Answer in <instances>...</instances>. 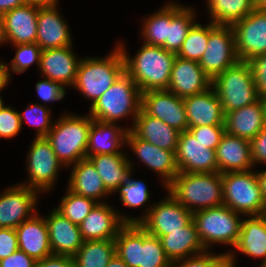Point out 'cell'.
I'll list each match as a JSON object with an SVG mask.
<instances>
[{
  "label": "cell",
  "mask_w": 266,
  "mask_h": 267,
  "mask_svg": "<svg viewBox=\"0 0 266 267\" xmlns=\"http://www.w3.org/2000/svg\"><path fill=\"white\" fill-rule=\"evenodd\" d=\"M22 5H24L22 0H0V13L4 14Z\"/></svg>",
  "instance_id": "53"
},
{
  "label": "cell",
  "mask_w": 266,
  "mask_h": 267,
  "mask_svg": "<svg viewBox=\"0 0 266 267\" xmlns=\"http://www.w3.org/2000/svg\"><path fill=\"white\" fill-rule=\"evenodd\" d=\"M23 127L24 122H28L30 127L36 128V135L34 137H46L54 122L51 119V109L47 105L39 103H30L23 112L18 111ZM52 120V121H51Z\"/></svg>",
  "instance_id": "40"
},
{
  "label": "cell",
  "mask_w": 266,
  "mask_h": 267,
  "mask_svg": "<svg viewBox=\"0 0 266 267\" xmlns=\"http://www.w3.org/2000/svg\"><path fill=\"white\" fill-rule=\"evenodd\" d=\"M92 118L88 114L63 113L54 121L46 139L63 166L70 167L86 158Z\"/></svg>",
  "instance_id": "4"
},
{
  "label": "cell",
  "mask_w": 266,
  "mask_h": 267,
  "mask_svg": "<svg viewBox=\"0 0 266 267\" xmlns=\"http://www.w3.org/2000/svg\"><path fill=\"white\" fill-rule=\"evenodd\" d=\"M114 254V239L84 241L73 260L75 267H106Z\"/></svg>",
  "instance_id": "36"
},
{
  "label": "cell",
  "mask_w": 266,
  "mask_h": 267,
  "mask_svg": "<svg viewBox=\"0 0 266 267\" xmlns=\"http://www.w3.org/2000/svg\"><path fill=\"white\" fill-rule=\"evenodd\" d=\"M257 178L259 180L260 190L262 192V197L266 205V170L256 171Z\"/></svg>",
  "instance_id": "55"
},
{
  "label": "cell",
  "mask_w": 266,
  "mask_h": 267,
  "mask_svg": "<svg viewBox=\"0 0 266 267\" xmlns=\"http://www.w3.org/2000/svg\"><path fill=\"white\" fill-rule=\"evenodd\" d=\"M208 23V42L199 65L204 73L213 80L240 60L236 52L232 26Z\"/></svg>",
  "instance_id": "10"
},
{
  "label": "cell",
  "mask_w": 266,
  "mask_h": 267,
  "mask_svg": "<svg viewBox=\"0 0 266 267\" xmlns=\"http://www.w3.org/2000/svg\"><path fill=\"white\" fill-rule=\"evenodd\" d=\"M132 172L129 174V179L122 183L115 191L120 195V201L127 208H138L146 204L149 200L150 191L143 180L132 179Z\"/></svg>",
  "instance_id": "42"
},
{
  "label": "cell",
  "mask_w": 266,
  "mask_h": 267,
  "mask_svg": "<svg viewBox=\"0 0 266 267\" xmlns=\"http://www.w3.org/2000/svg\"><path fill=\"white\" fill-rule=\"evenodd\" d=\"M106 267H128L123 260L115 253Z\"/></svg>",
  "instance_id": "57"
},
{
  "label": "cell",
  "mask_w": 266,
  "mask_h": 267,
  "mask_svg": "<svg viewBox=\"0 0 266 267\" xmlns=\"http://www.w3.org/2000/svg\"><path fill=\"white\" fill-rule=\"evenodd\" d=\"M67 21L59 13L58 3L39 7L36 43L42 50L72 45Z\"/></svg>",
  "instance_id": "20"
},
{
  "label": "cell",
  "mask_w": 266,
  "mask_h": 267,
  "mask_svg": "<svg viewBox=\"0 0 266 267\" xmlns=\"http://www.w3.org/2000/svg\"><path fill=\"white\" fill-rule=\"evenodd\" d=\"M1 92V91H0ZM5 105H4V101H3V99H2V96H1V94H0V110L4 107Z\"/></svg>",
  "instance_id": "61"
},
{
  "label": "cell",
  "mask_w": 266,
  "mask_h": 267,
  "mask_svg": "<svg viewBox=\"0 0 266 267\" xmlns=\"http://www.w3.org/2000/svg\"><path fill=\"white\" fill-rule=\"evenodd\" d=\"M115 253L128 267H172L160 239L140 224H125L118 232Z\"/></svg>",
  "instance_id": "3"
},
{
  "label": "cell",
  "mask_w": 266,
  "mask_h": 267,
  "mask_svg": "<svg viewBox=\"0 0 266 267\" xmlns=\"http://www.w3.org/2000/svg\"><path fill=\"white\" fill-rule=\"evenodd\" d=\"M188 130L196 138V140L206 144V147L212 150H216L222 135L225 133L224 125L188 127Z\"/></svg>",
  "instance_id": "44"
},
{
  "label": "cell",
  "mask_w": 266,
  "mask_h": 267,
  "mask_svg": "<svg viewBox=\"0 0 266 267\" xmlns=\"http://www.w3.org/2000/svg\"><path fill=\"white\" fill-rule=\"evenodd\" d=\"M137 218L120 214L103 201L95 205L79 228L84 241L115 239L125 224H137Z\"/></svg>",
  "instance_id": "13"
},
{
  "label": "cell",
  "mask_w": 266,
  "mask_h": 267,
  "mask_svg": "<svg viewBox=\"0 0 266 267\" xmlns=\"http://www.w3.org/2000/svg\"><path fill=\"white\" fill-rule=\"evenodd\" d=\"M166 190L191 213L223 205V183L219 172H179Z\"/></svg>",
  "instance_id": "2"
},
{
  "label": "cell",
  "mask_w": 266,
  "mask_h": 267,
  "mask_svg": "<svg viewBox=\"0 0 266 267\" xmlns=\"http://www.w3.org/2000/svg\"><path fill=\"white\" fill-rule=\"evenodd\" d=\"M141 36L144 43L162 46L168 38L170 24V2L164 4L160 10L148 16L142 22Z\"/></svg>",
  "instance_id": "37"
},
{
  "label": "cell",
  "mask_w": 266,
  "mask_h": 267,
  "mask_svg": "<svg viewBox=\"0 0 266 267\" xmlns=\"http://www.w3.org/2000/svg\"><path fill=\"white\" fill-rule=\"evenodd\" d=\"M162 199L160 202L150 205L143 211L144 214L137 218L140 224L149 234L161 237L180 230L181 227L189 225L193 221V213L183 207L172 195Z\"/></svg>",
  "instance_id": "12"
},
{
  "label": "cell",
  "mask_w": 266,
  "mask_h": 267,
  "mask_svg": "<svg viewBox=\"0 0 266 267\" xmlns=\"http://www.w3.org/2000/svg\"><path fill=\"white\" fill-rule=\"evenodd\" d=\"M195 11L180 3L170 2V24L168 38L161 46L167 51L178 53L189 30L196 23Z\"/></svg>",
  "instance_id": "34"
},
{
  "label": "cell",
  "mask_w": 266,
  "mask_h": 267,
  "mask_svg": "<svg viewBox=\"0 0 266 267\" xmlns=\"http://www.w3.org/2000/svg\"><path fill=\"white\" fill-rule=\"evenodd\" d=\"M36 267H75V264L72 256L52 254L37 261Z\"/></svg>",
  "instance_id": "50"
},
{
  "label": "cell",
  "mask_w": 266,
  "mask_h": 267,
  "mask_svg": "<svg viewBox=\"0 0 266 267\" xmlns=\"http://www.w3.org/2000/svg\"><path fill=\"white\" fill-rule=\"evenodd\" d=\"M28 149L27 172L28 179L21 183L39 193L49 192L56 184L60 168L64 167L54 153L51 143L46 137L33 138Z\"/></svg>",
  "instance_id": "11"
},
{
  "label": "cell",
  "mask_w": 266,
  "mask_h": 267,
  "mask_svg": "<svg viewBox=\"0 0 266 267\" xmlns=\"http://www.w3.org/2000/svg\"><path fill=\"white\" fill-rule=\"evenodd\" d=\"M247 62L252 70L259 99L266 97V53L256 55Z\"/></svg>",
  "instance_id": "46"
},
{
  "label": "cell",
  "mask_w": 266,
  "mask_h": 267,
  "mask_svg": "<svg viewBox=\"0 0 266 267\" xmlns=\"http://www.w3.org/2000/svg\"><path fill=\"white\" fill-rule=\"evenodd\" d=\"M241 218L224 204L193 213V222L207 251L215 244L234 247L241 231Z\"/></svg>",
  "instance_id": "7"
},
{
  "label": "cell",
  "mask_w": 266,
  "mask_h": 267,
  "mask_svg": "<svg viewBox=\"0 0 266 267\" xmlns=\"http://www.w3.org/2000/svg\"><path fill=\"white\" fill-rule=\"evenodd\" d=\"M266 126L261 100L225 113L224 127L228 134L246 140L253 139Z\"/></svg>",
  "instance_id": "30"
},
{
  "label": "cell",
  "mask_w": 266,
  "mask_h": 267,
  "mask_svg": "<svg viewBox=\"0 0 266 267\" xmlns=\"http://www.w3.org/2000/svg\"><path fill=\"white\" fill-rule=\"evenodd\" d=\"M19 112L10 105L0 110V139H11L21 131Z\"/></svg>",
  "instance_id": "43"
},
{
  "label": "cell",
  "mask_w": 266,
  "mask_h": 267,
  "mask_svg": "<svg viewBox=\"0 0 266 267\" xmlns=\"http://www.w3.org/2000/svg\"><path fill=\"white\" fill-rule=\"evenodd\" d=\"M236 259L228 251L225 253L214 254L207 251V267H235Z\"/></svg>",
  "instance_id": "51"
},
{
  "label": "cell",
  "mask_w": 266,
  "mask_h": 267,
  "mask_svg": "<svg viewBox=\"0 0 266 267\" xmlns=\"http://www.w3.org/2000/svg\"><path fill=\"white\" fill-rule=\"evenodd\" d=\"M163 250L172 264L178 260L203 253L202 245L196 226L192 221L180 230L159 237Z\"/></svg>",
  "instance_id": "33"
},
{
  "label": "cell",
  "mask_w": 266,
  "mask_h": 267,
  "mask_svg": "<svg viewBox=\"0 0 266 267\" xmlns=\"http://www.w3.org/2000/svg\"><path fill=\"white\" fill-rule=\"evenodd\" d=\"M6 42L5 36V26H4V17L3 14L0 13V44H4Z\"/></svg>",
  "instance_id": "58"
},
{
  "label": "cell",
  "mask_w": 266,
  "mask_h": 267,
  "mask_svg": "<svg viewBox=\"0 0 266 267\" xmlns=\"http://www.w3.org/2000/svg\"><path fill=\"white\" fill-rule=\"evenodd\" d=\"M12 46L16 48L15 56L14 58H12L9 65H7L6 63V68L10 79L12 77L11 72L22 74L32 64H36L39 68L42 49L37 43L19 44Z\"/></svg>",
  "instance_id": "41"
},
{
  "label": "cell",
  "mask_w": 266,
  "mask_h": 267,
  "mask_svg": "<svg viewBox=\"0 0 266 267\" xmlns=\"http://www.w3.org/2000/svg\"><path fill=\"white\" fill-rule=\"evenodd\" d=\"M39 192L17 184L0 194V228L18 227L37 212Z\"/></svg>",
  "instance_id": "14"
},
{
  "label": "cell",
  "mask_w": 266,
  "mask_h": 267,
  "mask_svg": "<svg viewBox=\"0 0 266 267\" xmlns=\"http://www.w3.org/2000/svg\"><path fill=\"white\" fill-rule=\"evenodd\" d=\"M260 100H261L262 105H263L265 122H266V97L260 98Z\"/></svg>",
  "instance_id": "60"
},
{
  "label": "cell",
  "mask_w": 266,
  "mask_h": 267,
  "mask_svg": "<svg viewBox=\"0 0 266 267\" xmlns=\"http://www.w3.org/2000/svg\"><path fill=\"white\" fill-rule=\"evenodd\" d=\"M247 218L249 219L242 220L236 245L233 247V251L229 252L235 258L237 251L251 258H262L260 267H264L266 264V214L248 216Z\"/></svg>",
  "instance_id": "28"
},
{
  "label": "cell",
  "mask_w": 266,
  "mask_h": 267,
  "mask_svg": "<svg viewBox=\"0 0 266 267\" xmlns=\"http://www.w3.org/2000/svg\"><path fill=\"white\" fill-rule=\"evenodd\" d=\"M220 99L224 114L259 100L251 67L239 61L217 75L211 83Z\"/></svg>",
  "instance_id": "8"
},
{
  "label": "cell",
  "mask_w": 266,
  "mask_h": 267,
  "mask_svg": "<svg viewBox=\"0 0 266 267\" xmlns=\"http://www.w3.org/2000/svg\"><path fill=\"white\" fill-rule=\"evenodd\" d=\"M107 57L81 58L76 80L71 88L78 90L90 104L93 103L118 79L125 71V62L118 45Z\"/></svg>",
  "instance_id": "5"
},
{
  "label": "cell",
  "mask_w": 266,
  "mask_h": 267,
  "mask_svg": "<svg viewBox=\"0 0 266 267\" xmlns=\"http://www.w3.org/2000/svg\"><path fill=\"white\" fill-rule=\"evenodd\" d=\"M216 160L221 174L253 169L250 141L225 131L216 148Z\"/></svg>",
  "instance_id": "24"
},
{
  "label": "cell",
  "mask_w": 266,
  "mask_h": 267,
  "mask_svg": "<svg viewBox=\"0 0 266 267\" xmlns=\"http://www.w3.org/2000/svg\"><path fill=\"white\" fill-rule=\"evenodd\" d=\"M126 145L145 164L146 168L149 167L162 178L161 181L164 188L179 173L174 151L159 148L150 142L140 139L131 130L127 131Z\"/></svg>",
  "instance_id": "17"
},
{
  "label": "cell",
  "mask_w": 266,
  "mask_h": 267,
  "mask_svg": "<svg viewBox=\"0 0 266 267\" xmlns=\"http://www.w3.org/2000/svg\"><path fill=\"white\" fill-rule=\"evenodd\" d=\"M250 146L253 166L256 164L266 165V126L250 140Z\"/></svg>",
  "instance_id": "48"
},
{
  "label": "cell",
  "mask_w": 266,
  "mask_h": 267,
  "mask_svg": "<svg viewBox=\"0 0 266 267\" xmlns=\"http://www.w3.org/2000/svg\"><path fill=\"white\" fill-rule=\"evenodd\" d=\"M72 49L73 45L42 50L39 65L42 76L64 87H72L81 60Z\"/></svg>",
  "instance_id": "21"
},
{
  "label": "cell",
  "mask_w": 266,
  "mask_h": 267,
  "mask_svg": "<svg viewBox=\"0 0 266 267\" xmlns=\"http://www.w3.org/2000/svg\"><path fill=\"white\" fill-rule=\"evenodd\" d=\"M223 183V204L244 216L266 214L259 180L254 170L225 172Z\"/></svg>",
  "instance_id": "9"
},
{
  "label": "cell",
  "mask_w": 266,
  "mask_h": 267,
  "mask_svg": "<svg viewBox=\"0 0 266 267\" xmlns=\"http://www.w3.org/2000/svg\"><path fill=\"white\" fill-rule=\"evenodd\" d=\"M210 21L216 25H230L254 10V0H206Z\"/></svg>",
  "instance_id": "35"
},
{
  "label": "cell",
  "mask_w": 266,
  "mask_h": 267,
  "mask_svg": "<svg viewBox=\"0 0 266 267\" xmlns=\"http://www.w3.org/2000/svg\"><path fill=\"white\" fill-rule=\"evenodd\" d=\"M10 78L6 68L5 62L0 61V91H2L7 85H9Z\"/></svg>",
  "instance_id": "54"
},
{
  "label": "cell",
  "mask_w": 266,
  "mask_h": 267,
  "mask_svg": "<svg viewBox=\"0 0 266 267\" xmlns=\"http://www.w3.org/2000/svg\"><path fill=\"white\" fill-rule=\"evenodd\" d=\"M188 127L224 125L225 114L215 89L183 98Z\"/></svg>",
  "instance_id": "23"
},
{
  "label": "cell",
  "mask_w": 266,
  "mask_h": 267,
  "mask_svg": "<svg viewBox=\"0 0 266 267\" xmlns=\"http://www.w3.org/2000/svg\"><path fill=\"white\" fill-rule=\"evenodd\" d=\"M88 159L95 166L106 190L111 195L129 179V174L135 167L134 162L123 151L114 154L92 155Z\"/></svg>",
  "instance_id": "31"
},
{
  "label": "cell",
  "mask_w": 266,
  "mask_h": 267,
  "mask_svg": "<svg viewBox=\"0 0 266 267\" xmlns=\"http://www.w3.org/2000/svg\"><path fill=\"white\" fill-rule=\"evenodd\" d=\"M172 267H207V250L203 253L178 260Z\"/></svg>",
  "instance_id": "52"
},
{
  "label": "cell",
  "mask_w": 266,
  "mask_h": 267,
  "mask_svg": "<svg viewBox=\"0 0 266 267\" xmlns=\"http://www.w3.org/2000/svg\"><path fill=\"white\" fill-rule=\"evenodd\" d=\"M22 1L24 2V4L35 5L38 7L49 6L59 3V0H22Z\"/></svg>",
  "instance_id": "56"
},
{
  "label": "cell",
  "mask_w": 266,
  "mask_h": 267,
  "mask_svg": "<svg viewBox=\"0 0 266 267\" xmlns=\"http://www.w3.org/2000/svg\"><path fill=\"white\" fill-rule=\"evenodd\" d=\"M39 7L24 4L3 14L6 43H36Z\"/></svg>",
  "instance_id": "26"
},
{
  "label": "cell",
  "mask_w": 266,
  "mask_h": 267,
  "mask_svg": "<svg viewBox=\"0 0 266 267\" xmlns=\"http://www.w3.org/2000/svg\"><path fill=\"white\" fill-rule=\"evenodd\" d=\"M122 51L125 72L137 84L141 93L150 90H167L176 53L161 46L143 43L134 56L126 51L124 43H117Z\"/></svg>",
  "instance_id": "1"
},
{
  "label": "cell",
  "mask_w": 266,
  "mask_h": 267,
  "mask_svg": "<svg viewBox=\"0 0 266 267\" xmlns=\"http://www.w3.org/2000/svg\"><path fill=\"white\" fill-rule=\"evenodd\" d=\"M141 109L176 130H188L183 98L168 90H150L141 94Z\"/></svg>",
  "instance_id": "16"
},
{
  "label": "cell",
  "mask_w": 266,
  "mask_h": 267,
  "mask_svg": "<svg viewBox=\"0 0 266 267\" xmlns=\"http://www.w3.org/2000/svg\"><path fill=\"white\" fill-rule=\"evenodd\" d=\"M128 130H131L138 138L159 148L176 151L180 131L146 114L142 109L135 118L134 125L131 124Z\"/></svg>",
  "instance_id": "27"
},
{
  "label": "cell",
  "mask_w": 266,
  "mask_h": 267,
  "mask_svg": "<svg viewBox=\"0 0 266 267\" xmlns=\"http://www.w3.org/2000/svg\"><path fill=\"white\" fill-rule=\"evenodd\" d=\"M18 249L36 261L52 255L45 217L36 212L15 228Z\"/></svg>",
  "instance_id": "25"
},
{
  "label": "cell",
  "mask_w": 266,
  "mask_h": 267,
  "mask_svg": "<svg viewBox=\"0 0 266 267\" xmlns=\"http://www.w3.org/2000/svg\"><path fill=\"white\" fill-rule=\"evenodd\" d=\"M71 166H73L72 173L67 186L70 191L91 198L98 203H102L105 196L111 195L106 190L95 166L88 158L82 159Z\"/></svg>",
  "instance_id": "32"
},
{
  "label": "cell",
  "mask_w": 266,
  "mask_h": 267,
  "mask_svg": "<svg viewBox=\"0 0 266 267\" xmlns=\"http://www.w3.org/2000/svg\"><path fill=\"white\" fill-rule=\"evenodd\" d=\"M208 42V24L204 27L195 23L189 30L177 56L191 61L199 62L203 56Z\"/></svg>",
  "instance_id": "39"
},
{
  "label": "cell",
  "mask_w": 266,
  "mask_h": 267,
  "mask_svg": "<svg viewBox=\"0 0 266 267\" xmlns=\"http://www.w3.org/2000/svg\"><path fill=\"white\" fill-rule=\"evenodd\" d=\"M35 90L39 98L43 101V104L49 102H58L62 100L66 95V89L62 84L52 81L49 78H45L36 82Z\"/></svg>",
  "instance_id": "45"
},
{
  "label": "cell",
  "mask_w": 266,
  "mask_h": 267,
  "mask_svg": "<svg viewBox=\"0 0 266 267\" xmlns=\"http://www.w3.org/2000/svg\"><path fill=\"white\" fill-rule=\"evenodd\" d=\"M240 61L266 53V11L254 9L232 25Z\"/></svg>",
  "instance_id": "15"
},
{
  "label": "cell",
  "mask_w": 266,
  "mask_h": 267,
  "mask_svg": "<svg viewBox=\"0 0 266 267\" xmlns=\"http://www.w3.org/2000/svg\"><path fill=\"white\" fill-rule=\"evenodd\" d=\"M18 250L17 233L13 228H0V260Z\"/></svg>",
  "instance_id": "47"
},
{
  "label": "cell",
  "mask_w": 266,
  "mask_h": 267,
  "mask_svg": "<svg viewBox=\"0 0 266 267\" xmlns=\"http://www.w3.org/2000/svg\"><path fill=\"white\" fill-rule=\"evenodd\" d=\"M98 202L70 191L62 197L55 209L69 219L73 224L80 225Z\"/></svg>",
  "instance_id": "38"
},
{
  "label": "cell",
  "mask_w": 266,
  "mask_h": 267,
  "mask_svg": "<svg viewBox=\"0 0 266 267\" xmlns=\"http://www.w3.org/2000/svg\"><path fill=\"white\" fill-rule=\"evenodd\" d=\"M254 9L266 11V0H254Z\"/></svg>",
  "instance_id": "59"
},
{
  "label": "cell",
  "mask_w": 266,
  "mask_h": 267,
  "mask_svg": "<svg viewBox=\"0 0 266 267\" xmlns=\"http://www.w3.org/2000/svg\"><path fill=\"white\" fill-rule=\"evenodd\" d=\"M117 123H105L92 118L89 131L86 158L97 154L121 153L126 146L128 127Z\"/></svg>",
  "instance_id": "29"
},
{
  "label": "cell",
  "mask_w": 266,
  "mask_h": 267,
  "mask_svg": "<svg viewBox=\"0 0 266 267\" xmlns=\"http://www.w3.org/2000/svg\"><path fill=\"white\" fill-rule=\"evenodd\" d=\"M175 159L179 172H217L216 150L196 140L189 130L180 132Z\"/></svg>",
  "instance_id": "18"
},
{
  "label": "cell",
  "mask_w": 266,
  "mask_h": 267,
  "mask_svg": "<svg viewBox=\"0 0 266 267\" xmlns=\"http://www.w3.org/2000/svg\"><path fill=\"white\" fill-rule=\"evenodd\" d=\"M211 83L212 80L204 73L199 62L176 56L167 90L185 98L206 91Z\"/></svg>",
  "instance_id": "19"
},
{
  "label": "cell",
  "mask_w": 266,
  "mask_h": 267,
  "mask_svg": "<svg viewBox=\"0 0 266 267\" xmlns=\"http://www.w3.org/2000/svg\"><path fill=\"white\" fill-rule=\"evenodd\" d=\"M44 217L52 254L73 257L84 242L79 226L73 224L56 209Z\"/></svg>",
  "instance_id": "22"
},
{
  "label": "cell",
  "mask_w": 266,
  "mask_h": 267,
  "mask_svg": "<svg viewBox=\"0 0 266 267\" xmlns=\"http://www.w3.org/2000/svg\"><path fill=\"white\" fill-rule=\"evenodd\" d=\"M36 260L21 250L0 260V267H36Z\"/></svg>",
  "instance_id": "49"
},
{
  "label": "cell",
  "mask_w": 266,
  "mask_h": 267,
  "mask_svg": "<svg viewBox=\"0 0 266 267\" xmlns=\"http://www.w3.org/2000/svg\"><path fill=\"white\" fill-rule=\"evenodd\" d=\"M141 91L137 84L124 71L89 108L91 118L116 123L124 118H135L141 109Z\"/></svg>",
  "instance_id": "6"
}]
</instances>
